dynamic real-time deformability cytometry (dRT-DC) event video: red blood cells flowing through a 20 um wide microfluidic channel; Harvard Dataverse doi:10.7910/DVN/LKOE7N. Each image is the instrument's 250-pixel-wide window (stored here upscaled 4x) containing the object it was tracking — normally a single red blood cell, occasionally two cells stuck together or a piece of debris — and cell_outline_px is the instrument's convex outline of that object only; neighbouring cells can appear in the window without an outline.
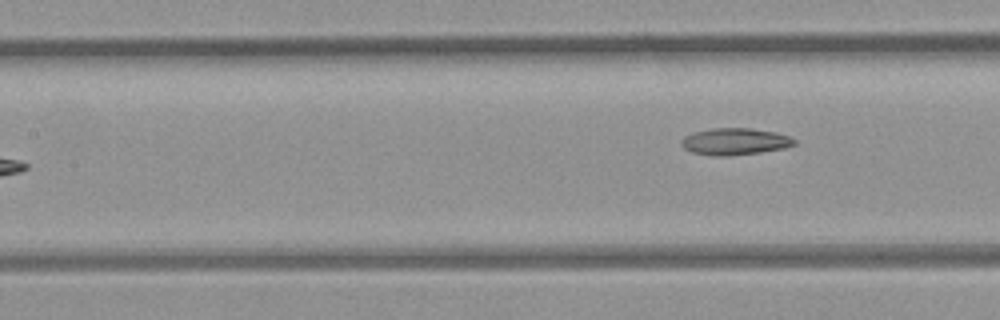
{"species": "common noctule bat (a hibernating species)", "species_latin": "Nyctalus noctula", "temperature_condition": "room temperature", "stored_images_in_passage": 4, "camera_frame_rate_fps": 3000, "um_per_image_px": 0.085, "animal": {"sex": "female", "body_mass_g": 21.9}, "frame": {"image": 1, "passage_image": 4, "time_ms": 3.333, "image_size_px": [1000, 320], "cell_outline_px": [[796, 144], [784, 148], [760, 152], [728, 156], [716, 156], [692, 152], [684, 148], [680, 144], [680, 140], [684, 136], [692, 132], [712, 128], [752, 128], [776, 132], [788, 136], [796, 140]], "centroid_in_image_um": [62.44, 12.02], "position_along_channel_um": 145.0, "area_um2": 17.74}}